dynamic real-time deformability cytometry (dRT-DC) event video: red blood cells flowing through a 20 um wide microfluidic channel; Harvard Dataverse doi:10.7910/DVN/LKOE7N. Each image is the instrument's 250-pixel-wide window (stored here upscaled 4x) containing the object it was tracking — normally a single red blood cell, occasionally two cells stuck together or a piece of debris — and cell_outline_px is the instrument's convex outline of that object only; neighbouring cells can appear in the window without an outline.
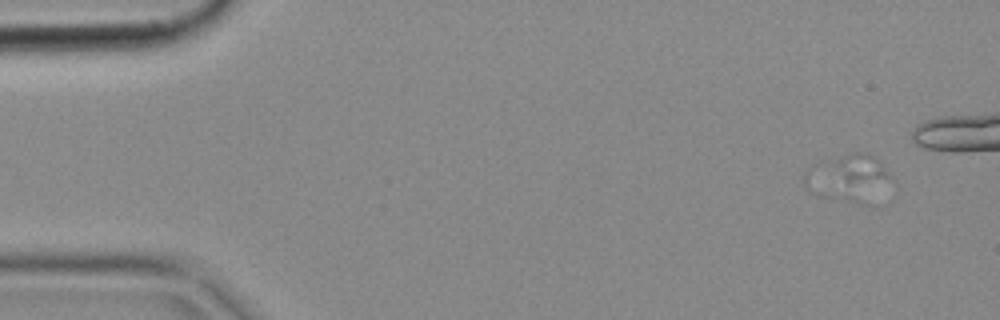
{"species": "common noctule bat (a hibernating species)", "species_latin": "Nyctalus noctula", "temperature_condition": "cold", "stored_images_in_passage": 6, "camera_frame_rate_fps": 3000, "um_per_image_px": 0.085, "animal": {"sex": "female", "body_mass_g": 18.4}, "frame": {"image": 1, "passage_image": 1, "time_ms": 0.0, "image_size_px": [1000, 320], "cell_outline_px": [[888, 176], [860, 204], [844, 196], [836, 164], [836, 160], [856, 152], [872, 156], [888, 172]], "centroid_in_image_um": [73.09, 14.93], "position_along_channel_um": 11.9, "area_um2": 12.66}}